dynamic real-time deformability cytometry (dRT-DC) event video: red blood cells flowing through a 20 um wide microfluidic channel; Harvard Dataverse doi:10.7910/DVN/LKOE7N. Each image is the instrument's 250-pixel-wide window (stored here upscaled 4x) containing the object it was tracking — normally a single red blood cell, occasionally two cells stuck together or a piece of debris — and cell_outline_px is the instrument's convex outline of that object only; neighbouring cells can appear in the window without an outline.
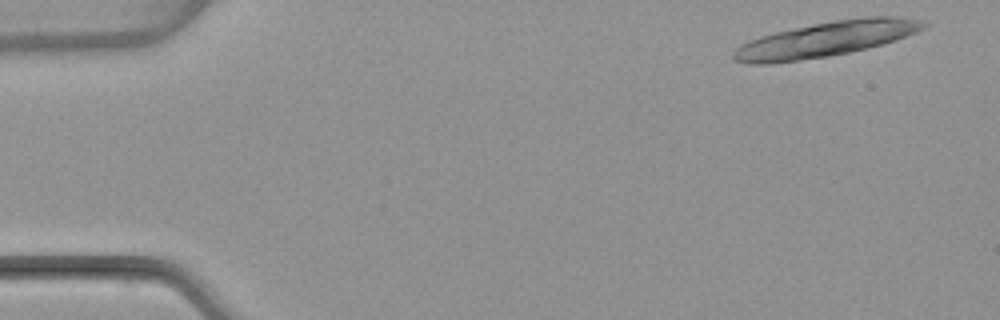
{"species": "common noctule bat (a hibernating species)", "species_latin": "Nyctalus noctula", "temperature_condition": "warm", "stored_images_in_passage": 4, "camera_frame_rate_fps": 3000, "um_per_image_px": 0.085, "animal": {"sex": "female", "body_mass_g": 22.7, "forearm_length_mm": 54.2}, "frame": {"image": 1, "passage_image": 1, "time_ms": 0.0, "image_size_px": [1000, 320], "cell_outline_px": [[928, 24], [924, 28], [916, 32], [896, 40], [848, 52], [828, 56], [772, 64], [752, 64], [736, 60], [732, 56], [732, 52], [740, 44], [760, 36], [776, 32], [812, 24], [836, 20], [868, 16], [896, 16], [920, 20]], "centroid_in_image_um": [70.17, 3.33], "position_along_channel_um": 14.8, "area_um2": 38.44}}